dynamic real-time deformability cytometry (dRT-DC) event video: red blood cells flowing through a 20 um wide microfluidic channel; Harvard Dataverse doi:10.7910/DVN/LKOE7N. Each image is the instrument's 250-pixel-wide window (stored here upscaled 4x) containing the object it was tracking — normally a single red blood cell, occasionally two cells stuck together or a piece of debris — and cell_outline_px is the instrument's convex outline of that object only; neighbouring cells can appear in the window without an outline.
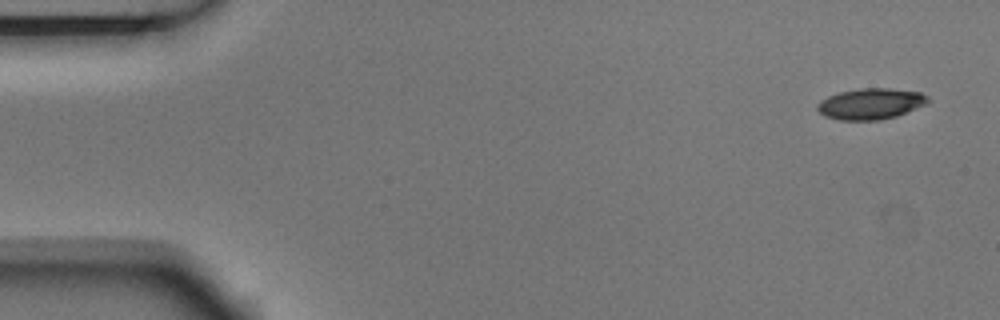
{"species": "Egyptian fruit bat (a non-hibernating species)", "species_latin": "Rousettus aegyptiacus", "temperature_condition": "room temperature", "stored_images_in_passage": 8, "camera_frame_rate_fps": 3000, "um_per_image_px": 0.085, "animal": {"sex": "male"}, "frame": {"image": 1, "passage_image": 1, "time_ms": 0.0, "image_size_px": [1000, 320], "cell_outline_px": [[932, 100], [928, 104], [896, 116], [880, 120], [840, 120], [824, 116], [816, 108], [816, 104], [820, 100], [828, 96], [840, 92], [860, 88], [888, 88], [920, 92], [928, 96]], "centroid_in_image_um": [74.03, 8.82], "position_along_channel_um": 11.0, "area_um2": 20.17}}
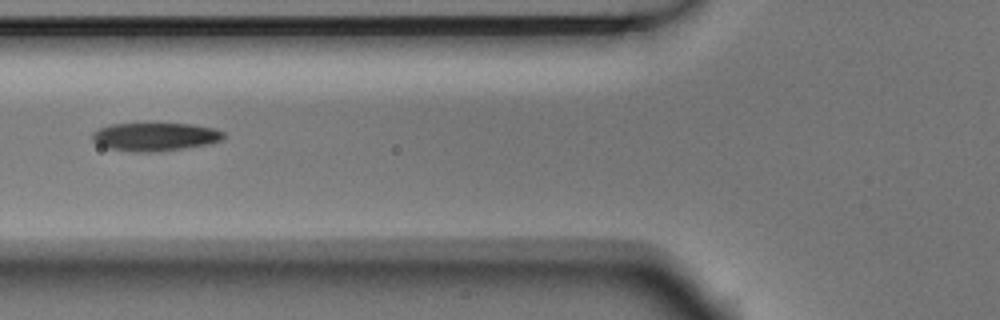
{"frame": {"image": 2, "passage_image": 6, "time_ms": 1.667, "image_size_px": [1000, 320], "cell_outline_px": [[224, 140], [208, 144], [152, 152], [132, 152], [108, 148], [92, 140], [92, 132], [100, 128], [112, 124], [192, 124], [212, 128], [224, 132]], "centroid_in_image_um": [13.18, 11.62], "position_along_channel_um": 112.6, "area_um2": 21.33}}
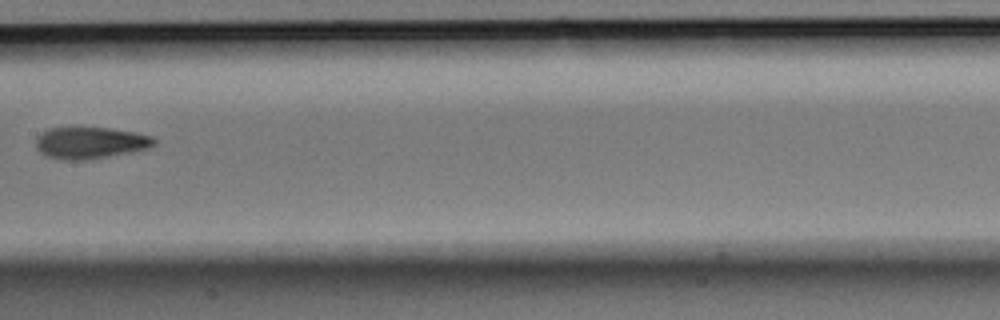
{"frame": {"image": 3, "passage_image": 8, "time_ms": 2.333, "image_size_px": [1000, 320], "cell_outline_px": [[156, 144], [148, 148], [132, 152], [84, 160], [64, 160], [48, 156], [40, 152], [36, 148], [36, 136], [48, 128], [108, 128], [132, 132], [152, 136], [156, 140]], "centroid_in_image_um": [7.66, 12.14], "position_along_channel_um": 199.7, "area_um2": 21.68}}